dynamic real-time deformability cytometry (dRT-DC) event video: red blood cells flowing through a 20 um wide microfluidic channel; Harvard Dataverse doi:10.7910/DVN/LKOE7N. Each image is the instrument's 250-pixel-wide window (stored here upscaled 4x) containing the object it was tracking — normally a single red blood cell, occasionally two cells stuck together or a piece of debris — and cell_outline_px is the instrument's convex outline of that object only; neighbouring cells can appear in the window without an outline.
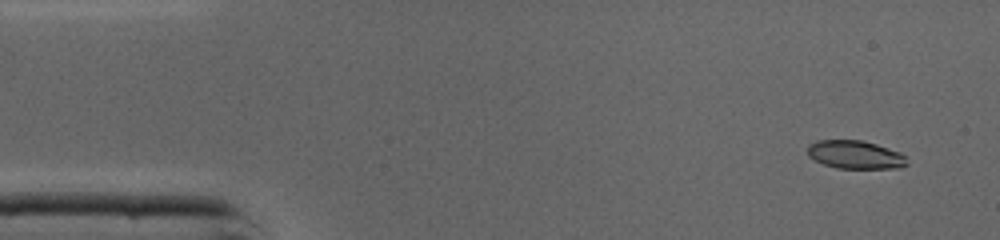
{"species": "common noctule bat (a hibernating species)", "species_latin": "Nyctalus noctula", "temperature_condition": "cold", "stored_images_in_passage": 45, "camera_frame_rate_fps": 3000, "um_per_image_px": 0.085, "animal": {"sex": "male", "body_mass_g": 19.0, "forearm_length_mm": 50.8}, "frame": {"image": 1, "passage_image": 2, "time_ms": 0.333, "image_size_px": [1000, 240], "cell_outline_px": [[908, 164], [900, 168], [836, 168], [824, 164], [808, 156], [808, 144], [816, 140], [860, 140], [876, 144], [900, 152], [904, 156]], "centroid_in_image_um": [72.68, 13.14], "position_along_channel_um": 12.3, "area_um2": 16.3}}
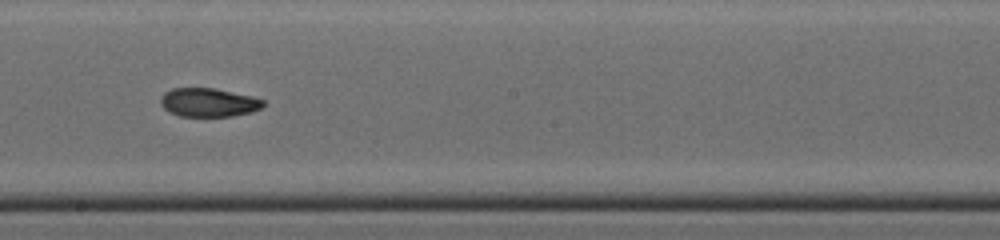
{"frame": {"image": 2, "passage_image": 24, "time_ms": 7.667, "image_size_px": [1000, 240], "cell_outline_px": [[264, 104], [260, 108], [252, 112], [232, 116], [180, 116], [168, 112], [160, 104], [160, 96], [164, 92], [172, 88], [216, 88], [252, 96], [264, 100]], "centroid_in_image_um": [17.7, 8.7], "position_along_channel_um": 230.5, "area_um2": 17.28}}
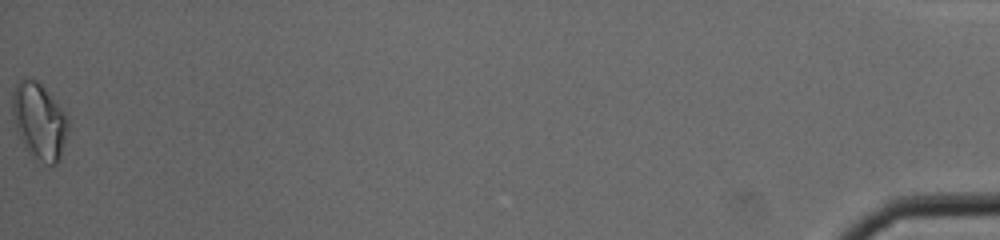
{"frame": {"image": 3, "passage_image": 45, "time_ms": 14.667, "image_size_px": [1000, 240], "cell_outline_px": [[68, 124], [60, 160], [56, 164], [48, 164], [28, 152], [24, 148], [16, 128], [12, 116], [12, 92], [16, 84], [20, 80], [36, 80], [44, 88], [68, 116]], "centroid_in_image_um": [3.32, 10.3], "position_along_channel_um": 431.9, "area_um2": 24.33}, "authors_computed_cell_mechanics": {"area_um2": 17.8602, "velocity_mm_per_s": 4.3786, "shape_relaxation_time_tau1_ms": null, "shape_relaxation_time_tau2_ms": 3.1342, "deformation_change_tau1": null, "deformation_change_tau2": 0.0885}}